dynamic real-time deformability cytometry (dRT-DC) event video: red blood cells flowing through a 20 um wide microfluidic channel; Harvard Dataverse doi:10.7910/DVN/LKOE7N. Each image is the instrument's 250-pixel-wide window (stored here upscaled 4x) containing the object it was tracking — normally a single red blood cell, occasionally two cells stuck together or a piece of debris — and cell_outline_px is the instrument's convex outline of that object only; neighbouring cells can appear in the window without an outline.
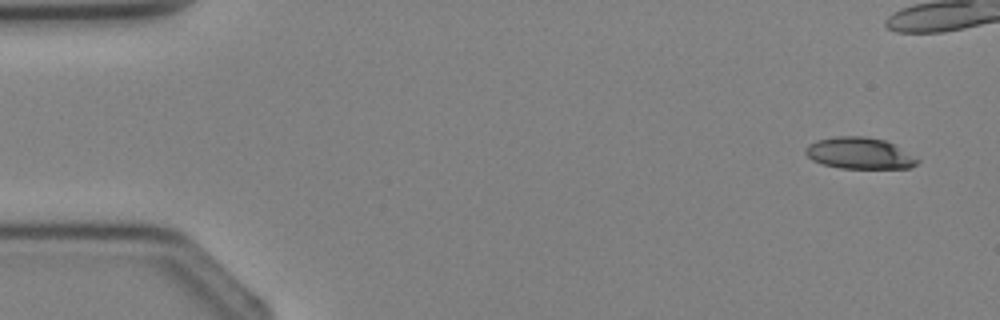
{"species": "Egyptian fruit bat (a non-hibernating species)", "species_latin": "Rousettus aegyptiacus", "temperature_condition": "cold", "stored_images_in_passage": 6, "camera_frame_rate_fps": 3000, "um_per_image_px": 0.085, "animal": {"sex": "female"}, "frame": {"image": 1, "passage_image": 1, "time_ms": 0.0, "image_size_px": [1000, 320], "cell_outline_px": [[920, 160], [916, 164], [908, 168], [840, 168], [824, 164], [812, 160], [804, 152], [804, 148], [808, 144], [820, 140], [836, 136], [864, 136], [884, 140], [892, 144]], "centroid_in_image_um": [73.01, 13.02], "position_along_channel_um": 12.0, "area_um2": 20.17}}
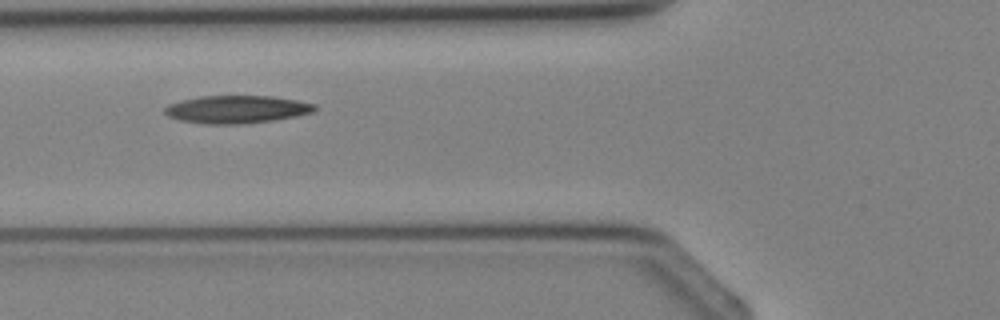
{"frame": {"image": 2, "passage_image": 6, "time_ms": 5.667, "image_size_px": [1000, 320], "cell_outline_px": [[320, 108], [312, 112], [296, 116], [272, 120], [244, 124], [204, 124], [180, 120], [168, 116], [164, 112], [164, 108], [168, 104], [180, 100], [200, 96], [272, 96], [300, 100], [316, 104]], "centroid_in_image_um": [20.14, 9.29], "position_along_channel_um": 105.7, "area_um2": 24.51}}